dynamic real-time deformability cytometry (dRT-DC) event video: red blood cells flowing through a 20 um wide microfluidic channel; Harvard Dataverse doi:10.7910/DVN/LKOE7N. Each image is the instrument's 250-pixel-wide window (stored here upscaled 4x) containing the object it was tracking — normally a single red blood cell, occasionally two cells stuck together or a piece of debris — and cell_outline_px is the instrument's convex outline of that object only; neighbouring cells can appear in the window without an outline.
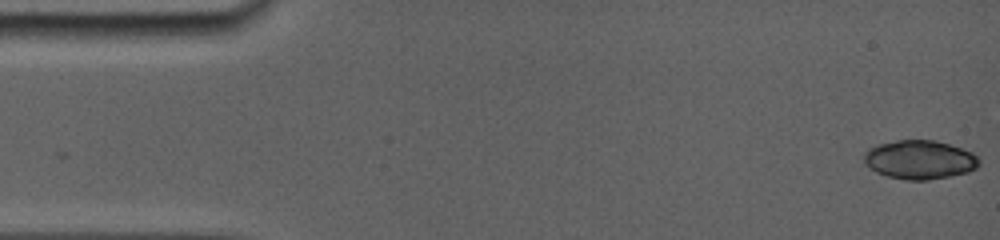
{"species": "common noctule bat (a hibernating species)", "species_latin": "Nyctalus noctula", "temperature_condition": "room temperature", "stored_images_in_passage": 2, "camera_frame_rate_fps": 5000, "um_per_image_px": 0.085, "animal": {"sex": "female", "body_mass_g": 19.0, "forearm_length_mm": 56.7}, "frame": {"image": 1, "passage_image": 2, "time_ms": 0.8, "image_size_px": [1000, 240], "cell_outline_px": [[976, 168], [968, 172], [948, 176], [924, 180], [908, 180], [888, 176], [876, 172], [868, 164], [868, 152], [872, 148], [884, 144], [900, 140], [932, 140], [948, 144], [960, 148], [976, 156]], "centroid_in_image_um": [78.22, 13.59], "position_along_channel_um": 6.8, "area_um2": 24.74}}